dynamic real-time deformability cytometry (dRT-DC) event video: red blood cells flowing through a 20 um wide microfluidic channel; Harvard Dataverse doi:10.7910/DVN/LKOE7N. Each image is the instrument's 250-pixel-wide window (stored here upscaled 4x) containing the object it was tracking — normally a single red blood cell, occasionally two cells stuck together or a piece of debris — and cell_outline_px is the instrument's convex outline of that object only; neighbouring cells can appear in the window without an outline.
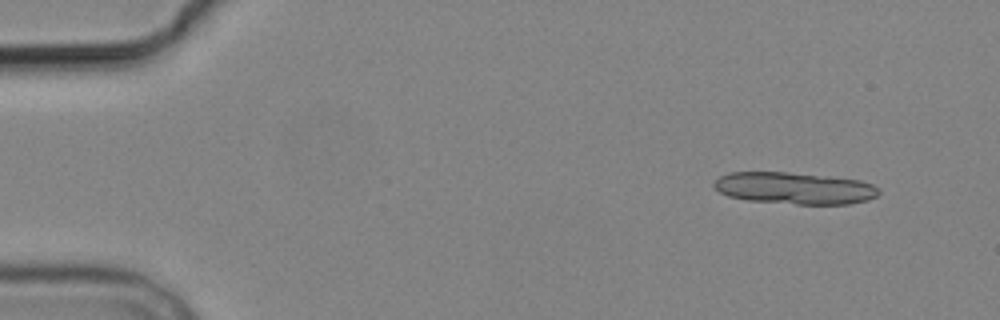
{"species": "common noctule bat (a hibernating species)", "species_latin": "Nyctalus noctula", "temperature_condition": "cold", "stored_images_in_passage": 7, "segment_of_instrument_passage": [1, 2], "camera_frame_rate_fps": 3000, "um_per_image_px": 0.085, "animal": {"sex": "male", "body_mass_g": 19.2, "forearm_length_mm": 51.8}, "frame": {"image": 1, "passage_image": 1, "time_ms": 0.0, "image_size_px": [1000, 320], "cell_outline_px": [[880, 192], [876, 196], [868, 200], [848, 204], [796, 204], [748, 200], [728, 196], [720, 192], [712, 184], [720, 176], [728, 172], [788, 172], [828, 176], [860, 180], [872, 184], [880, 188]], "centroid_in_image_um": [67.55, 15.99], "position_along_channel_um": 17.4, "area_um2": 30.63}}